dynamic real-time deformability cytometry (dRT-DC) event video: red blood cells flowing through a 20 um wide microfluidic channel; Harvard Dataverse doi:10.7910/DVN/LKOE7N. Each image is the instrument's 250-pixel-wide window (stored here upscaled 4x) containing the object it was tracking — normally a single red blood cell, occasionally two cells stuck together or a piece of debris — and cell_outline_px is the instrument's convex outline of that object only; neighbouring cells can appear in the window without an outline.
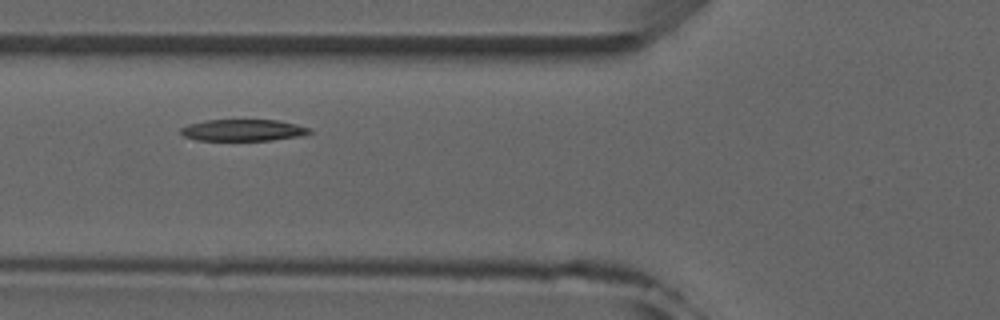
{"species": "common noctule bat (a hibernating species)", "species_latin": "Nyctalus noctula", "temperature_condition": "room temperature", "stored_images_in_passage": 11, "camera_frame_rate_fps": 3000, "um_per_image_px": 0.085, "animal": {"sex": "male", "forearm_length_mm": 52.5}, "frame": {"image": 1, "passage_image": 8, "time_ms": 8.0, "image_size_px": [1000, 320], "cell_outline_px": [[312, 132], [304, 136], [272, 140], [196, 140], [184, 136], [180, 132], [180, 128], [188, 124], [208, 120], [276, 120], [296, 124], [308, 128]], "centroid_in_image_um": [20.67, 11.07], "position_along_channel_um": 105.1, "area_um2": 16.18}}